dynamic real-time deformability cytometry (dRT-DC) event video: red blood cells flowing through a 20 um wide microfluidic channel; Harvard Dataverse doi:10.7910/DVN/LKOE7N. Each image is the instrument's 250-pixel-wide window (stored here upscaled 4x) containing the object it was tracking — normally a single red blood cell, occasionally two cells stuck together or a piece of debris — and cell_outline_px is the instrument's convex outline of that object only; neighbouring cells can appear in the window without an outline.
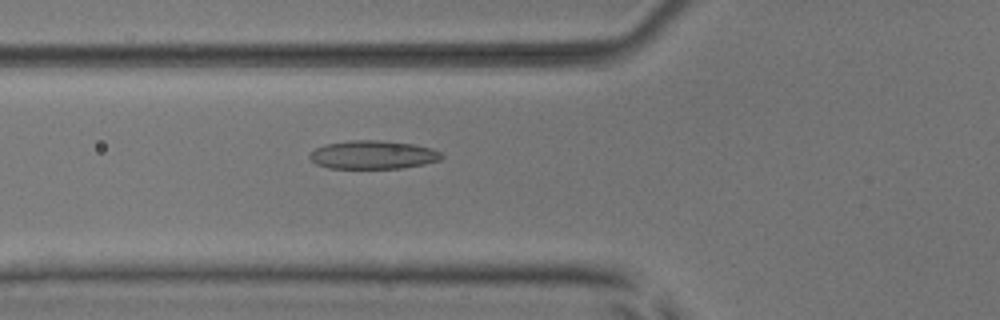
{"species": "common noctule bat (a hibernating species)", "species_latin": "Nyctalus noctula", "temperature_condition": "room temperature", "stored_images_in_passage": 29, "camera_frame_rate_fps": 3000, "um_per_image_px": 0.085, "animal": {"sex": "male", "body_mass_g": 17.9, "forearm_length_mm": 54.2}, "frame": {"image": 1, "passage_image": 6, "time_ms": 1.667, "image_size_px": [1000, 320], "cell_outline_px": [[444, 156], [440, 160], [424, 164], [400, 168], [328, 168], [316, 164], [308, 156], [308, 152], [324, 144], [348, 140], [380, 140], [412, 144], [432, 148], [440, 152]], "centroid_in_image_um": [31.67, 13.15], "position_along_channel_um": 94.1, "area_um2": 21.96}}
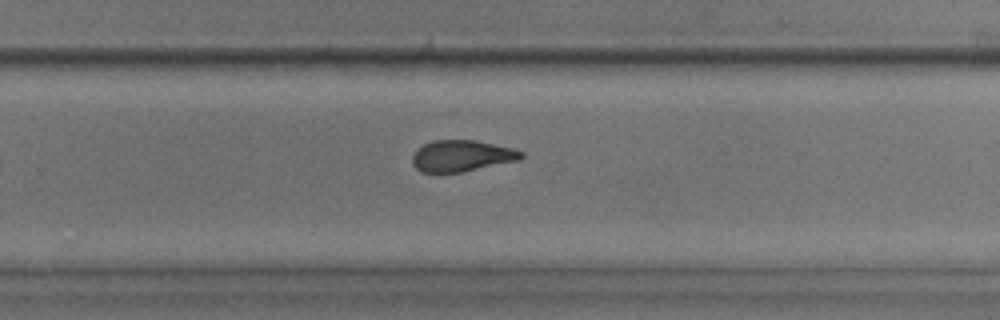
{"frame": {"image": 2, "passage_image": 21, "time_ms": 6.667, "image_size_px": [1000, 320], "cell_outline_px": [[524, 156], [520, 160], [460, 172], [420, 172], [412, 164], [412, 156], [424, 144], [432, 140], [472, 140], [512, 148], [524, 152]], "centroid_in_image_um": [39.25, 13.25], "position_along_channel_um": 290.6, "area_um2": 19.65}}
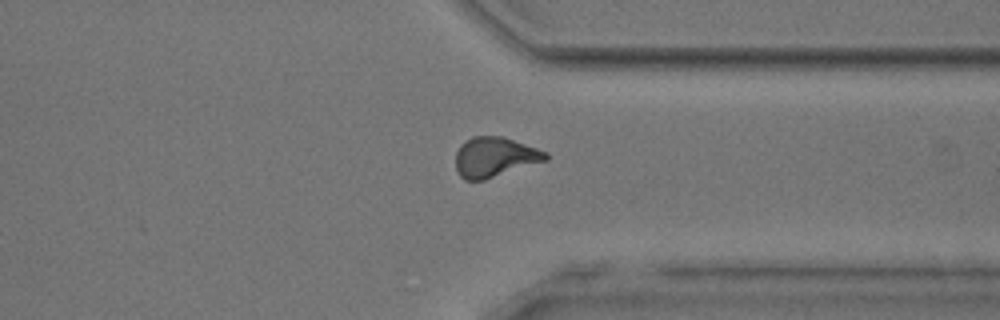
{"frame": {"image": 3, "passage_image": 27, "time_ms": 8.667, "image_size_px": [1000, 320], "cell_outline_px": [[548, 160], [484, 180], [464, 180], [460, 176], [456, 168], [456, 152], [460, 144], [464, 140], [472, 136], [504, 136], [548, 152]], "centroid_in_image_um": [42.05, 13.34], "position_along_channel_um": 369.4, "area_um2": 21.15}}